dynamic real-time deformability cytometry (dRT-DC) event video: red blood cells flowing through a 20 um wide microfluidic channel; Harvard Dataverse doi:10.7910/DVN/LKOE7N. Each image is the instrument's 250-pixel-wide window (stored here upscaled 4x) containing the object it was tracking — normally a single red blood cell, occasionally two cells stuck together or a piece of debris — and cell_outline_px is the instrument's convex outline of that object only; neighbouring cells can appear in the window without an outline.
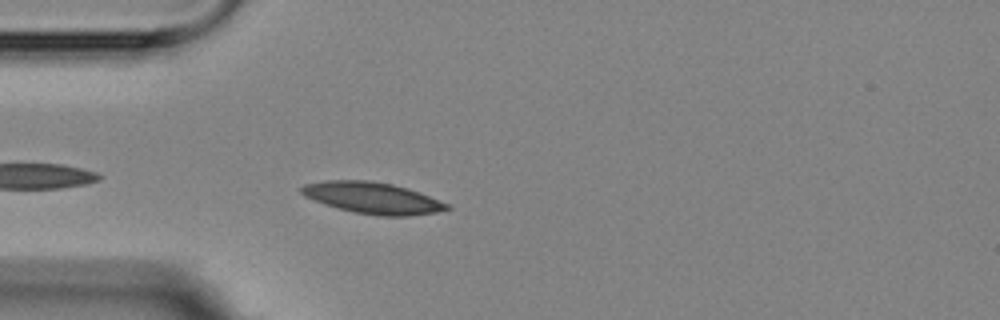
{"species": "Egyptian fruit bat (a non-hibernating species)", "species_latin": "Rousettus aegyptiacus", "temperature_condition": "room temperature", "stored_images_in_passage": 1, "camera_frame_rate_fps": 3000, "um_per_image_px": 0.085, "animal": {"sex": "female"}, "frame": {"image": 1, "passage_image": 1, "time_ms": 0.0, "image_size_px": [1000, 320], "cell_outline_px": [[452, 208], [436, 212], [408, 216], [380, 216], [356, 212], [324, 204], [304, 196], [300, 192], [300, 188], [304, 184], [324, 180], [368, 180], [392, 184], [408, 188], [420, 192], [452, 204]], "centroid_in_image_um": [31.71, 16.82], "position_along_channel_um": 53.3, "area_um2": 26.76}}